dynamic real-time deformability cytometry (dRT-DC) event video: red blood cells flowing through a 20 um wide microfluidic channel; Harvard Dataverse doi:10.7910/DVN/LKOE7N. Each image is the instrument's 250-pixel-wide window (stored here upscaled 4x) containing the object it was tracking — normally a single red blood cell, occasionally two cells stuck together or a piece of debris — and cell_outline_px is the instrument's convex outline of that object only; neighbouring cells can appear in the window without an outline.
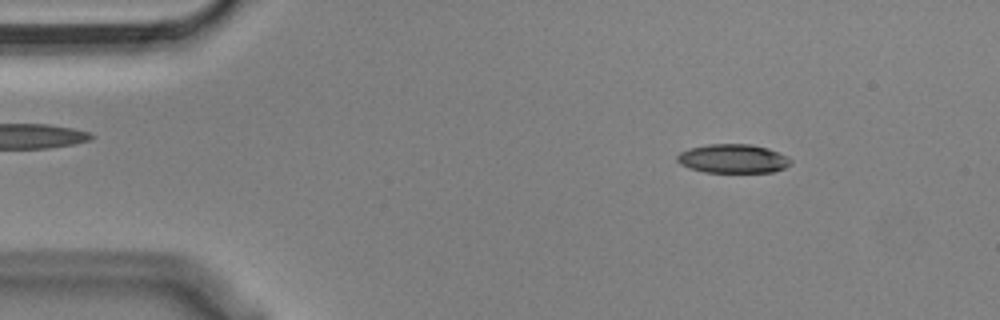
{"species": "Egyptian fruit bat (a non-hibernating species)", "species_latin": "Rousettus aegyptiacus", "temperature_condition": "cold", "stored_images_in_passage": 54, "camera_frame_rate_fps": 3000, "um_per_image_px": 0.085, "animal": {"sex": "male"}, "frame": {"image": 1, "passage_image": 7, "time_ms": 2.0, "image_size_px": [1000, 320], "cell_outline_px": [[792, 164], [784, 168], [772, 172], [704, 172], [688, 168], [680, 164], [676, 160], [676, 156], [680, 152], [688, 148], [708, 144], [752, 144], [768, 148], [788, 156], [792, 160]], "centroid_in_image_um": [62.3, 13.48], "position_along_channel_um": 22.7, "area_um2": 19.36}}
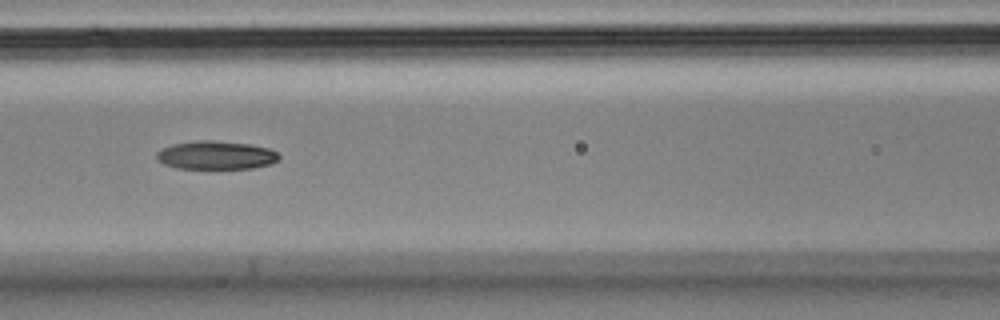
{"frame": {"image": 2, "passage_image": 23, "time_ms": 7.333, "image_size_px": [1000, 320], "cell_outline_px": [[280, 156], [272, 164], [252, 168], [176, 168], [164, 164], [156, 160], [156, 152], [172, 144], [196, 140], [212, 140], [248, 144], [268, 148], [276, 152]], "centroid_in_image_um": [18.33, 13.19], "position_along_channel_um": 148.3, "area_um2": 20.17}}
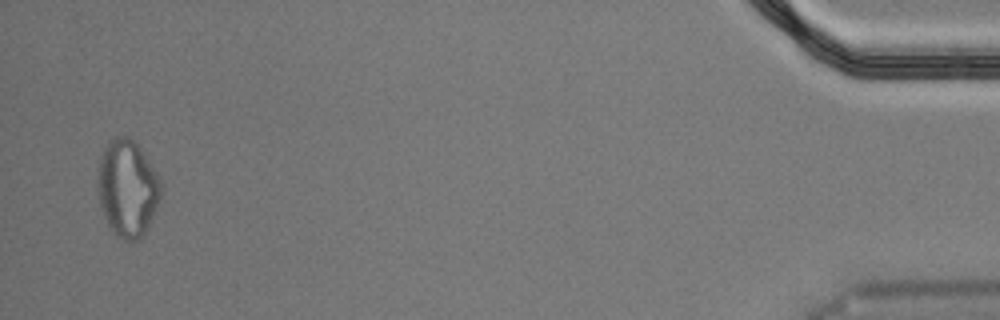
{"frame": {"image": 3, "passage_image": 53, "time_ms": 17.333, "image_size_px": [1000, 320], "cell_outline_px": [[164, 188], [148, 228], [140, 240], [124, 240], [116, 236], [112, 232], [104, 216], [100, 204], [100, 156], [104, 148], [116, 136], [128, 136], [140, 148], [156, 172]], "centroid_in_image_um": [10.88, 16.04], "position_along_channel_um": 424.3, "area_um2": 35.14}, "authors_computed_cell_mechanics": {"area_um2": 20.6635, "velocity_mm_per_s": 3.6296, "shape_relaxation_time_tau1_ms": 10.6724, "shape_relaxation_time_tau2_ms": null, "deformation_change_tau1": 0.2336, "deformation_change_tau2": null}}